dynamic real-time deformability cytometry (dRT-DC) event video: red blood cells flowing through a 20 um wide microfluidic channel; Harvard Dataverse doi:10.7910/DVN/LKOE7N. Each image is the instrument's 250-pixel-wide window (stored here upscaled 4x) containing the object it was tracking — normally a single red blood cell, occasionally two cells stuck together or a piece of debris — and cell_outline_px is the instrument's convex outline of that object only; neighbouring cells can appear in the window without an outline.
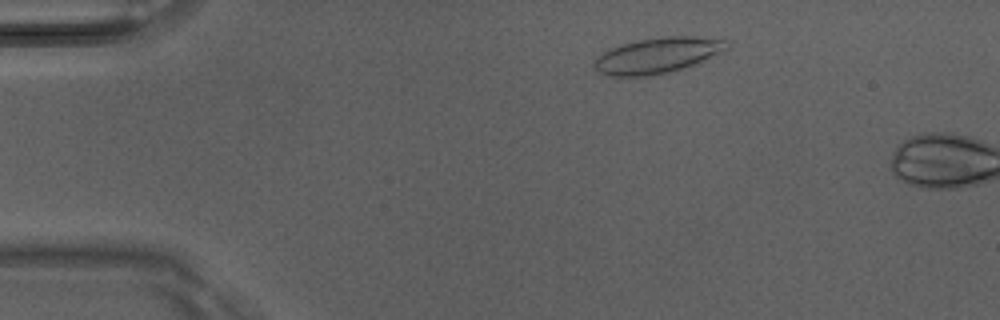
{"species": "Egyptian fruit bat (a non-hibernating species)", "species_latin": "Rousettus aegyptiacus", "temperature_condition": "room temperature", "stored_images_in_passage": 7, "camera_frame_rate_fps": 3000, "um_per_image_px": 0.085, "animal": {"sex": "male"}, "frame": {"image": 1, "passage_image": 5, "time_ms": 1.333, "image_size_px": [1000, 320], "cell_outline_px": [[728, 40], [724, 48], [676, 72], [648, 76], [608, 76], [592, 68], [592, 60], [596, 56], [620, 44], [640, 40], [668, 36], [696, 36]], "centroid_in_image_um": [55.75, 4.73], "position_along_channel_um": 29.3, "area_um2": 27.17}}